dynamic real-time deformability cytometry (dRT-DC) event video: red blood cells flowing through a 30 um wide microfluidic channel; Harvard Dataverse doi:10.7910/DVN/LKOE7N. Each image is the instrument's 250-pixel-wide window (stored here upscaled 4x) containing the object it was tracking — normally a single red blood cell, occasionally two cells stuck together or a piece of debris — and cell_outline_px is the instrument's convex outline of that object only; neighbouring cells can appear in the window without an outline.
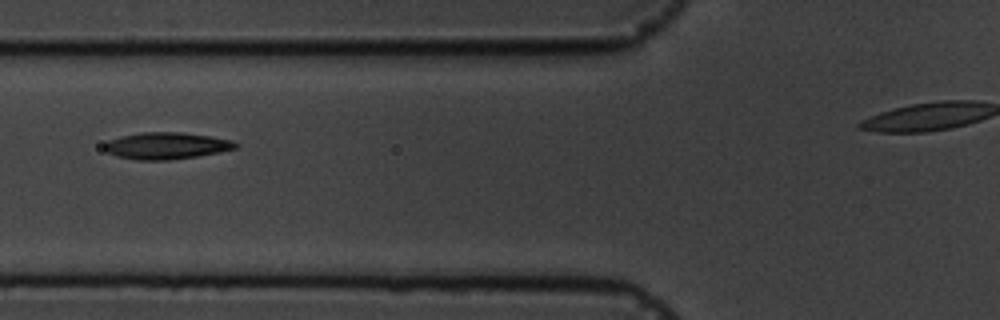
{"species": "common noctule bat (a hibernating species)", "species_latin": "Nyctalus noctula", "temperature_condition": "cold", "stored_images_in_passage": 7, "segment_of_instrument_passage": [1, 2], "camera_frame_rate_fps": 3000, "um_per_image_px": 0.085, "animal": {"sex": "male", "body_mass_g": 19.5, "forearm_length_mm": 54.6}, "frame": {"image": 1, "passage_image": 3, "time_ms": 3.0, "image_size_px": [1000, 320], "cell_outline_px": [[240, 144], [236, 148], [220, 152], [196, 156], [168, 160], [136, 160], [116, 156], [108, 152], [104, 148], [104, 144], [108, 140], [120, 136], [140, 132], [180, 132], [208, 136], [232, 140]], "centroid_in_image_um": [14.13, 12.38], "position_along_channel_um": 111.7, "area_um2": 20.46}}
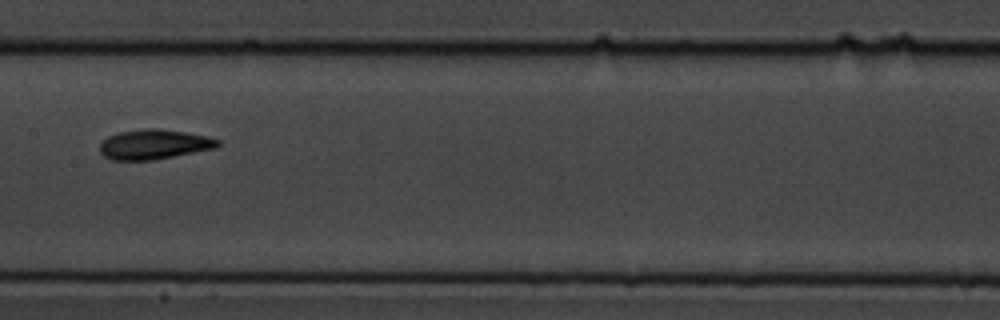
{"frame": {"image": 2, "passage_image": 5, "time_ms": 5.333, "image_size_px": [1000, 320], "cell_outline_px": [[220, 144], [216, 148], [152, 160], [112, 160], [104, 156], [100, 152], [100, 144], [108, 136], [116, 132], [144, 128], [156, 128], [184, 132], [208, 136], [220, 140]], "centroid_in_image_um": [13.08, 12.26], "position_along_channel_um": 194.3, "area_um2": 20.52}}
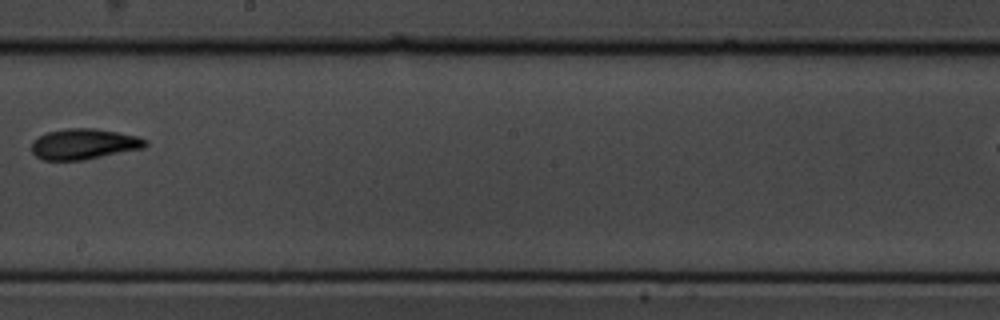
{"frame": {"image": 3, "passage_image": 6, "time_ms": 6.667, "image_size_px": [1000, 320], "cell_outline_px": [[148, 144], [144, 148], [84, 160], [44, 160], [36, 156], [32, 152], [32, 140], [48, 132], [64, 128], [92, 128], [116, 132], [136, 136], [148, 140]], "centroid_in_image_um": [7.13, 12.24], "position_along_channel_um": 241.1, "area_um2": 20.29}}